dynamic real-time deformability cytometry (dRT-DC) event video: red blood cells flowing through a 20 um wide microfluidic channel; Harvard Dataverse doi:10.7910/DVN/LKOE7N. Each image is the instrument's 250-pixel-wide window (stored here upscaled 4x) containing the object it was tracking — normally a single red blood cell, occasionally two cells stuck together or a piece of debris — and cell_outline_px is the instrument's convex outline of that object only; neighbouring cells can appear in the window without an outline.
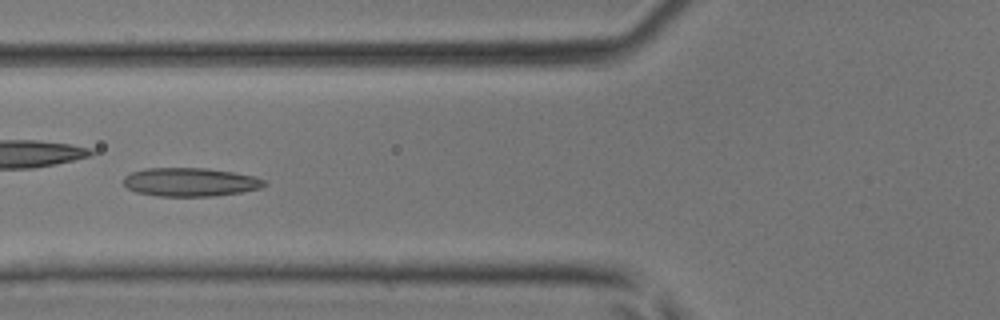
{"species": "common noctule bat (a hibernating species)", "species_latin": "Nyctalus noctula", "temperature_condition": "room temperature", "stored_images_in_passage": 30, "camera_frame_rate_fps": 3000, "um_per_image_px": 0.085, "animal": {"sex": "male", "body_mass_g": 17.9, "forearm_length_mm": 54.2}, "frame": {"image": 1, "passage_image": 5, "time_ms": 1.333, "image_size_px": [1000, 320], "cell_outline_px": [[268, 184], [260, 188], [240, 192], [212, 196], [156, 196], [136, 192], [128, 188], [124, 184], [124, 176], [132, 172], [144, 168], [208, 168], [232, 172], [252, 176], [264, 180]], "centroid_in_image_um": [16.14, 15.47], "position_along_channel_um": 109.7, "area_um2": 23.35}}